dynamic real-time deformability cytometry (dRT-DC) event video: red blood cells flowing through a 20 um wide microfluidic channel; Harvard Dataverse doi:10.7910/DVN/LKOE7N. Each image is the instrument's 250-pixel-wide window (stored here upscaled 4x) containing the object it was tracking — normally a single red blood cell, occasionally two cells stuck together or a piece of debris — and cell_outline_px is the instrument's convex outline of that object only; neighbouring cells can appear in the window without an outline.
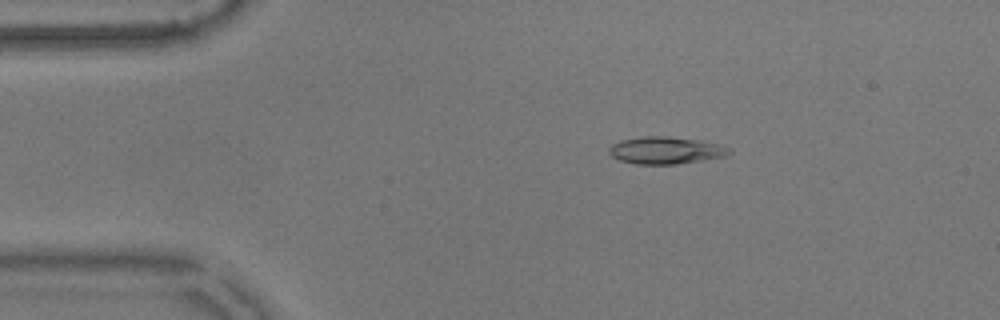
{"species": "common noctule bat (a hibernating species)", "species_latin": "Nyctalus noctula", "temperature_condition": "warm", "stored_images_in_passage": 55, "camera_frame_rate_fps": 3000, "um_per_image_px": 0.085, "animal": {"sex": "male", "body_mass_g": 17.9}, "frame": {"image": 1, "passage_image": 9, "time_ms": 2.667, "image_size_px": [1000, 320], "cell_outline_px": [[732, 152], [728, 156], [676, 164], [636, 164], [620, 160], [612, 156], [608, 152], [608, 148], [612, 144], [620, 140], [644, 136], [668, 136], [700, 140], [720, 144], [732, 148]], "centroid_in_image_um": [56.62, 12.77], "position_along_channel_um": 28.4, "area_um2": 19.25}}
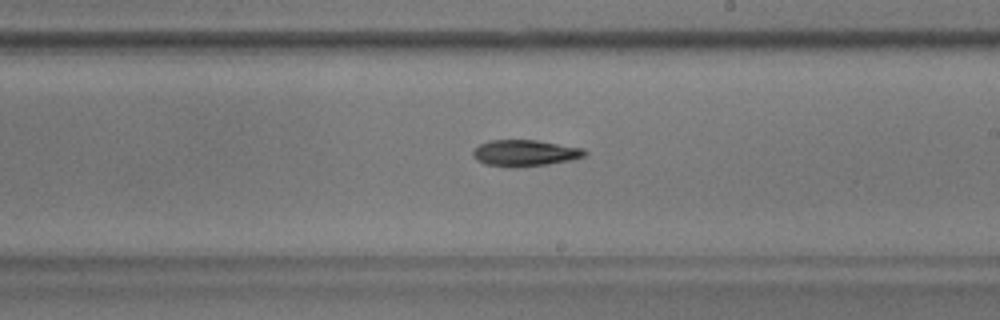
{"frame": {"image": 2, "passage_image": 31, "time_ms": 10.0, "image_size_px": [1000, 320], "cell_outline_px": [[588, 152], [584, 156], [568, 160], [548, 164], [484, 164], [476, 160], [472, 152], [480, 144], [488, 140], [536, 140], [584, 148]], "centroid_in_image_um": [44.65, 12.95], "position_along_channel_um": 244.4, "area_um2": 16.24}}
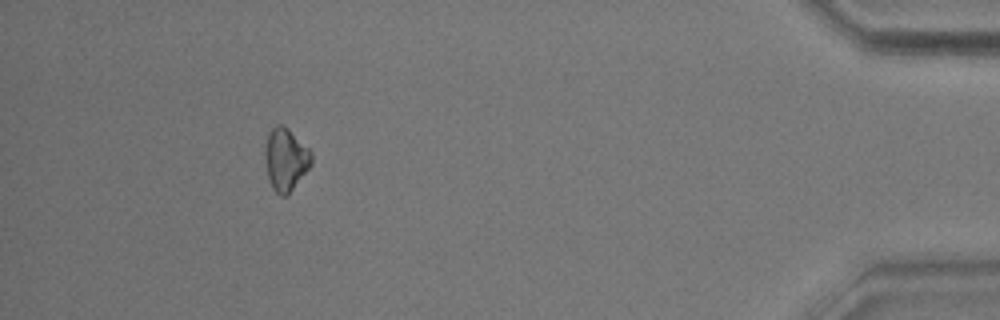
{"frame": {"image": 3, "passage_image": 50, "time_ms": 16.333, "image_size_px": [1000, 320], "cell_outline_px": [[312, 164], [288, 196], [280, 196], [272, 188], [268, 176], [264, 160], [264, 144], [272, 128], [276, 124], [280, 124], [288, 128], [312, 152]], "centroid_in_image_um": [24.27, 13.56], "position_along_channel_um": 410.9, "area_um2": 17.11}}